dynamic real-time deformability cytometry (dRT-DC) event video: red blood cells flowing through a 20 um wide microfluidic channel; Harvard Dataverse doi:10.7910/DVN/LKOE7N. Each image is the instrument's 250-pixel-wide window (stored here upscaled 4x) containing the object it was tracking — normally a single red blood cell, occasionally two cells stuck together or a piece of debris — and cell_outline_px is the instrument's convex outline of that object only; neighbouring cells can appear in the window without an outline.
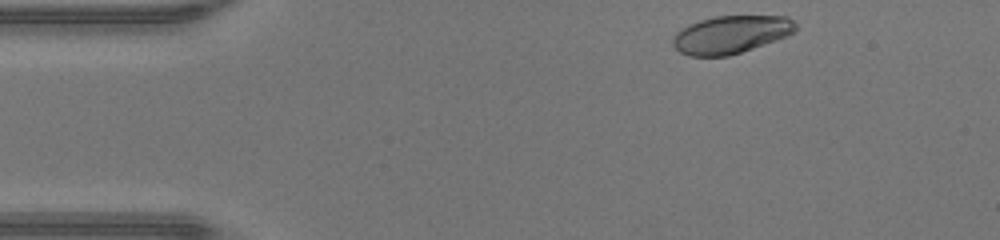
{"species": "human", "species_latin": "Homo sapiens", "temperature_condition": "warm", "stored_images_in_passage": 37, "camera_frame_rate_fps": 3000, "um_per_image_px": 0.085, "donor": {"sex": "male"}, "frame": {"image": 1, "passage_image": 1, "time_ms": 0.0, "image_size_px": [1000, 240], "cell_outline_px": [[796, 32], [788, 36], [728, 56], [688, 56], [680, 52], [672, 44], [672, 40], [676, 32], [688, 24], [700, 20], [716, 16], [788, 16], [796, 24]], "centroid_in_image_um": [62.12, 2.93], "position_along_channel_um": 22.9, "area_um2": 27.05}}
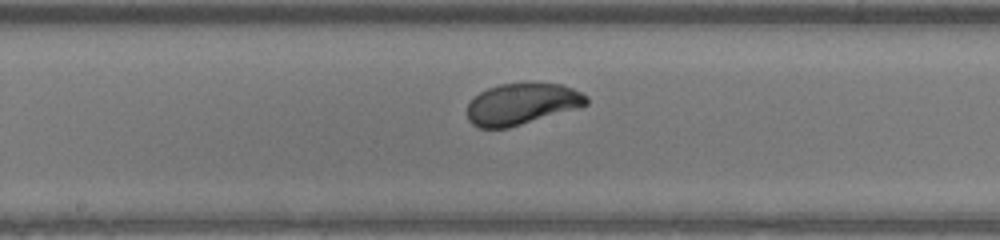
{"frame": {"image": 2, "passage_image": 19, "time_ms": 6.0, "image_size_px": [1000, 240], "cell_outline_px": [[588, 104], [576, 108], [508, 128], [480, 128], [472, 124], [468, 120], [468, 104], [480, 92], [488, 88], [500, 84], [524, 80], [532, 80], [560, 84], [572, 88], [588, 96]], "centroid_in_image_um": [44.36, 8.79], "position_along_channel_um": 203.8, "area_um2": 29.19}}
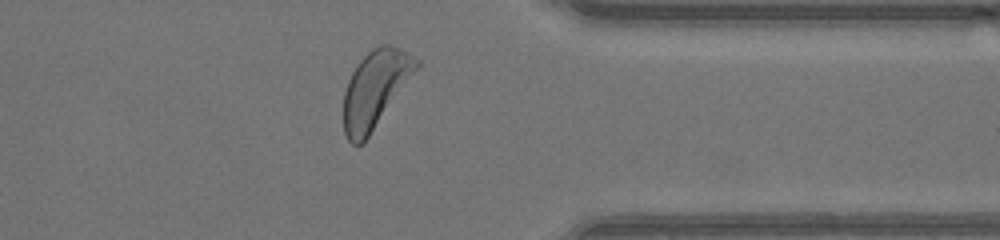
{"frame": {"image": 3, "passage_image": 32, "time_ms": 10.333, "image_size_px": [1000, 240], "cell_outline_px": [[420, 64], [364, 144], [352, 144], [348, 140], [344, 132], [344, 92], [348, 80], [352, 72], [360, 60], [372, 48], [380, 44], [388, 44], [400, 48], [420, 60]], "centroid_in_image_um": [31.88, 7.57], "position_along_channel_um": 379.5, "area_um2": 32.43}, "authors_computed_cell_mechanics": {"area_um2": 29.1312, "velocity_mm_per_s": 4.301, "shape_relaxation_time_tau1_ms": 2.4196, "shape_relaxation_time_tau2_ms": null, "deformation_change_tau1": 0.1539, "deformation_change_tau2": null}}